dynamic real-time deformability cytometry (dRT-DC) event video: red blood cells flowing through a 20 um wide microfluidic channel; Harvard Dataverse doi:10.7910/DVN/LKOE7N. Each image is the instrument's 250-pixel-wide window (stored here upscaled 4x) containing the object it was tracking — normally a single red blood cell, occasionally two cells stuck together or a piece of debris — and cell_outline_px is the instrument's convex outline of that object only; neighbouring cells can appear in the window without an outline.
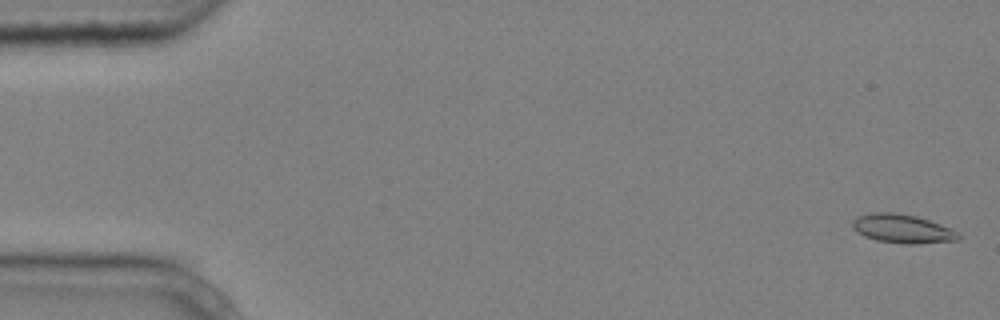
{"species": "common noctule bat (a hibernating species)", "species_latin": "Nyctalus noctula", "temperature_condition": "cold", "stored_images_in_passage": 5, "camera_frame_rate_fps": 3000, "um_per_image_px": 0.085, "animal": {"sex": "male", "body_mass_g": 20.4}, "frame": {"image": 1, "passage_image": 1, "time_ms": 0.0, "image_size_px": [1000, 320], "cell_outline_px": [[960, 240], [916, 244], [908, 244], [876, 240], [864, 236], [856, 232], [852, 228], [852, 220], [856, 216], [872, 212], [892, 212], [916, 216], [940, 224], [960, 232]], "centroid_in_image_um": [76.69, 19.44], "position_along_channel_um": 8.3, "area_um2": 17.92}}